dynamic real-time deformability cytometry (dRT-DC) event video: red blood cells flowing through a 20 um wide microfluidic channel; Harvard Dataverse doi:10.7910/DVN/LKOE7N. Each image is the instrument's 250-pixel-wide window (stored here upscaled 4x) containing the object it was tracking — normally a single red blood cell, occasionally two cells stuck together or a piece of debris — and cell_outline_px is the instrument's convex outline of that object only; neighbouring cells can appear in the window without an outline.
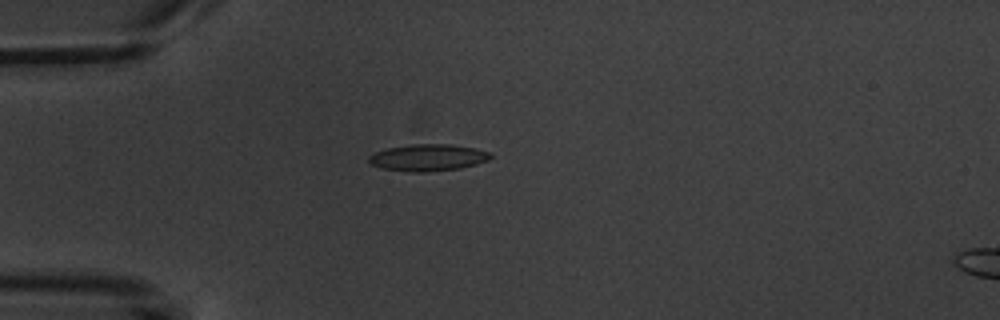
{"species": "common noctule bat (a hibernating species)", "species_latin": "Nyctalus noctula", "temperature_condition": "warm", "stored_images_in_passage": 5, "camera_frame_rate_fps": 3000, "um_per_image_px": 0.085, "animal": {"sex": "male", "body_mass_g": 20.1, "forearm_length_mm": 53.5}, "frame": {"image": 1, "passage_image": 2, "time_ms": 2.0, "image_size_px": [1000, 320], "cell_outline_px": [[492, 156], [488, 160], [476, 164], [460, 168], [424, 172], [412, 172], [384, 168], [372, 164], [368, 160], [368, 156], [376, 152], [388, 148], [412, 144], [448, 144], [476, 148], [492, 152]], "centroid_in_image_um": [36.42, 13.38], "position_along_channel_um": 48.6, "area_um2": 18.84}}
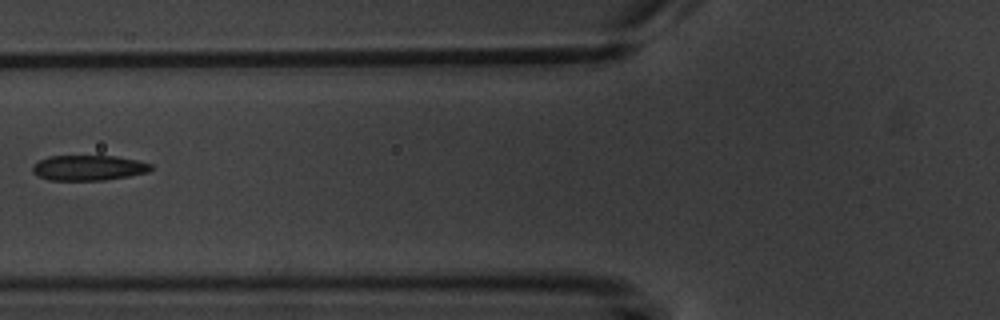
{"frame": {"image": 2, "passage_image": 4, "time_ms": 4.333, "image_size_px": [1000, 320], "cell_outline_px": [[152, 168], [148, 172], [128, 176], [104, 180], [48, 180], [36, 176], [32, 172], [32, 164], [48, 156], [116, 156], [136, 160], [152, 164]], "centroid_in_image_um": [7.48, 14.26], "position_along_channel_um": 118.3, "area_um2": 17.51}}
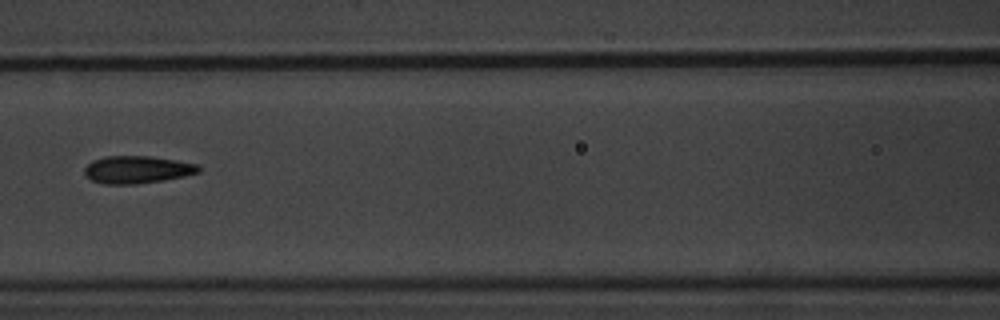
{"frame": {"image": 3, "passage_image": 5, "time_ms": 5.333, "image_size_px": [1000, 320], "cell_outline_px": [[200, 172], [184, 176], [164, 180], [136, 184], [104, 184], [92, 180], [84, 172], [84, 168], [92, 160], [104, 156], [152, 156], [200, 164]], "centroid_in_image_um": [11.68, 14.41], "position_along_channel_um": 154.9, "area_um2": 18.38}}